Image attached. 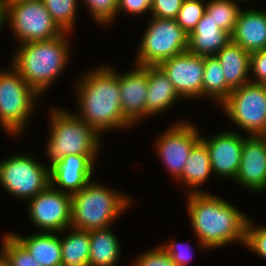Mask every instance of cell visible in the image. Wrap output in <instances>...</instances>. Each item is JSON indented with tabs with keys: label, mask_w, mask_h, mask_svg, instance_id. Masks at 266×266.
<instances>
[{
	"label": "cell",
	"mask_w": 266,
	"mask_h": 266,
	"mask_svg": "<svg viewBox=\"0 0 266 266\" xmlns=\"http://www.w3.org/2000/svg\"><path fill=\"white\" fill-rule=\"evenodd\" d=\"M186 196L188 217L201 248L213 250L236 241L245 245L248 220L245 213L209 192Z\"/></svg>",
	"instance_id": "cell-1"
},
{
	"label": "cell",
	"mask_w": 266,
	"mask_h": 266,
	"mask_svg": "<svg viewBox=\"0 0 266 266\" xmlns=\"http://www.w3.org/2000/svg\"><path fill=\"white\" fill-rule=\"evenodd\" d=\"M80 112L77 115L98 135L105 131L126 129L132 125L124 118L116 69L97 67L76 82Z\"/></svg>",
	"instance_id": "cell-2"
},
{
	"label": "cell",
	"mask_w": 266,
	"mask_h": 266,
	"mask_svg": "<svg viewBox=\"0 0 266 266\" xmlns=\"http://www.w3.org/2000/svg\"><path fill=\"white\" fill-rule=\"evenodd\" d=\"M68 35L69 32H64L51 40L19 44L10 61L40 96L66 70L71 56Z\"/></svg>",
	"instance_id": "cell-3"
},
{
	"label": "cell",
	"mask_w": 266,
	"mask_h": 266,
	"mask_svg": "<svg viewBox=\"0 0 266 266\" xmlns=\"http://www.w3.org/2000/svg\"><path fill=\"white\" fill-rule=\"evenodd\" d=\"M72 196L71 227L82 231L111 227L129 209L132 198L92 180ZM130 205V206H129Z\"/></svg>",
	"instance_id": "cell-4"
},
{
	"label": "cell",
	"mask_w": 266,
	"mask_h": 266,
	"mask_svg": "<svg viewBox=\"0 0 266 266\" xmlns=\"http://www.w3.org/2000/svg\"><path fill=\"white\" fill-rule=\"evenodd\" d=\"M49 116L51 132L46 154L50 159V168L66 155H98L102 144L101 135L78 115L54 107Z\"/></svg>",
	"instance_id": "cell-5"
},
{
	"label": "cell",
	"mask_w": 266,
	"mask_h": 266,
	"mask_svg": "<svg viewBox=\"0 0 266 266\" xmlns=\"http://www.w3.org/2000/svg\"><path fill=\"white\" fill-rule=\"evenodd\" d=\"M39 96L11 65L0 68V126L8 135L24 132Z\"/></svg>",
	"instance_id": "cell-6"
},
{
	"label": "cell",
	"mask_w": 266,
	"mask_h": 266,
	"mask_svg": "<svg viewBox=\"0 0 266 266\" xmlns=\"http://www.w3.org/2000/svg\"><path fill=\"white\" fill-rule=\"evenodd\" d=\"M141 38L135 65L158 66L188 50V36L175 21L151 17Z\"/></svg>",
	"instance_id": "cell-7"
},
{
	"label": "cell",
	"mask_w": 266,
	"mask_h": 266,
	"mask_svg": "<svg viewBox=\"0 0 266 266\" xmlns=\"http://www.w3.org/2000/svg\"><path fill=\"white\" fill-rule=\"evenodd\" d=\"M0 184L12 197L28 201L50 185V167L30 154H15L0 161Z\"/></svg>",
	"instance_id": "cell-8"
},
{
	"label": "cell",
	"mask_w": 266,
	"mask_h": 266,
	"mask_svg": "<svg viewBox=\"0 0 266 266\" xmlns=\"http://www.w3.org/2000/svg\"><path fill=\"white\" fill-rule=\"evenodd\" d=\"M5 6V22L19 44L51 40L64 33L41 0Z\"/></svg>",
	"instance_id": "cell-9"
},
{
	"label": "cell",
	"mask_w": 266,
	"mask_h": 266,
	"mask_svg": "<svg viewBox=\"0 0 266 266\" xmlns=\"http://www.w3.org/2000/svg\"><path fill=\"white\" fill-rule=\"evenodd\" d=\"M220 107L248 136L259 135L266 124V84L248 82L232 90Z\"/></svg>",
	"instance_id": "cell-10"
},
{
	"label": "cell",
	"mask_w": 266,
	"mask_h": 266,
	"mask_svg": "<svg viewBox=\"0 0 266 266\" xmlns=\"http://www.w3.org/2000/svg\"><path fill=\"white\" fill-rule=\"evenodd\" d=\"M30 222L41 232L64 233L71 227V194L49 185L43 192L28 200Z\"/></svg>",
	"instance_id": "cell-11"
},
{
	"label": "cell",
	"mask_w": 266,
	"mask_h": 266,
	"mask_svg": "<svg viewBox=\"0 0 266 266\" xmlns=\"http://www.w3.org/2000/svg\"><path fill=\"white\" fill-rule=\"evenodd\" d=\"M193 123L179 121L158 136L156 152L171 176L177 181L193 147L201 140V135Z\"/></svg>",
	"instance_id": "cell-12"
},
{
	"label": "cell",
	"mask_w": 266,
	"mask_h": 266,
	"mask_svg": "<svg viewBox=\"0 0 266 266\" xmlns=\"http://www.w3.org/2000/svg\"><path fill=\"white\" fill-rule=\"evenodd\" d=\"M173 83L181 98H202L204 56L194 55L188 50L175 55L158 65Z\"/></svg>",
	"instance_id": "cell-13"
},
{
	"label": "cell",
	"mask_w": 266,
	"mask_h": 266,
	"mask_svg": "<svg viewBox=\"0 0 266 266\" xmlns=\"http://www.w3.org/2000/svg\"><path fill=\"white\" fill-rule=\"evenodd\" d=\"M244 137L232 130L218 132L209 138L201 136V141L208 148L214 175L235 180L240 166Z\"/></svg>",
	"instance_id": "cell-14"
},
{
	"label": "cell",
	"mask_w": 266,
	"mask_h": 266,
	"mask_svg": "<svg viewBox=\"0 0 266 266\" xmlns=\"http://www.w3.org/2000/svg\"><path fill=\"white\" fill-rule=\"evenodd\" d=\"M98 155H66L50 168V185L68 194L79 192L93 177Z\"/></svg>",
	"instance_id": "cell-15"
},
{
	"label": "cell",
	"mask_w": 266,
	"mask_h": 266,
	"mask_svg": "<svg viewBox=\"0 0 266 266\" xmlns=\"http://www.w3.org/2000/svg\"><path fill=\"white\" fill-rule=\"evenodd\" d=\"M135 66L128 72H118L122 112L132 126L147 117L148 66Z\"/></svg>",
	"instance_id": "cell-16"
},
{
	"label": "cell",
	"mask_w": 266,
	"mask_h": 266,
	"mask_svg": "<svg viewBox=\"0 0 266 266\" xmlns=\"http://www.w3.org/2000/svg\"><path fill=\"white\" fill-rule=\"evenodd\" d=\"M235 180L249 191L266 189V144L258 135L244 137L240 166Z\"/></svg>",
	"instance_id": "cell-17"
},
{
	"label": "cell",
	"mask_w": 266,
	"mask_h": 266,
	"mask_svg": "<svg viewBox=\"0 0 266 266\" xmlns=\"http://www.w3.org/2000/svg\"><path fill=\"white\" fill-rule=\"evenodd\" d=\"M231 40L250 54L266 49V11L241 9Z\"/></svg>",
	"instance_id": "cell-18"
},
{
	"label": "cell",
	"mask_w": 266,
	"mask_h": 266,
	"mask_svg": "<svg viewBox=\"0 0 266 266\" xmlns=\"http://www.w3.org/2000/svg\"><path fill=\"white\" fill-rule=\"evenodd\" d=\"M231 34L221 29L206 12L188 36V51L199 56H215L229 41Z\"/></svg>",
	"instance_id": "cell-19"
},
{
	"label": "cell",
	"mask_w": 266,
	"mask_h": 266,
	"mask_svg": "<svg viewBox=\"0 0 266 266\" xmlns=\"http://www.w3.org/2000/svg\"><path fill=\"white\" fill-rule=\"evenodd\" d=\"M250 55L232 40L215 55L223 68L227 86L231 90L250 82Z\"/></svg>",
	"instance_id": "cell-20"
},
{
	"label": "cell",
	"mask_w": 266,
	"mask_h": 266,
	"mask_svg": "<svg viewBox=\"0 0 266 266\" xmlns=\"http://www.w3.org/2000/svg\"><path fill=\"white\" fill-rule=\"evenodd\" d=\"M178 99L182 98L165 72L159 66H148L147 117L167 111Z\"/></svg>",
	"instance_id": "cell-21"
},
{
	"label": "cell",
	"mask_w": 266,
	"mask_h": 266,
	"mask_svg": "<svg viewBox=\"0 0 266 266\" xmlns=\"http://www.w3.org/2000/svg\"><path fill=\"white\" fill-rule=\"evenodd\" d=\"M20 236L11 234L29 251L41 266H62L60 233L41 232Z\"/></svg>",
	"instance_id": "cell-22"
},
{
	"label": "cell",
	"mask_w": 266,
	"mask_h": 266,
	"mask_svg": "<svg viewBox=\"0 0 266 266\" xmlns=\"http://www.w3.org/2000/svg\"><path fill=\"white\" fill-rule=\"evenodd\" d=\"M211 174L210 154L207 146L200 140L191 150L177 182H183L189 188L187 193L203 192L204 190L198 187L203 185Z\"/></svg>",
	"instance_id": "cell-23"
},
{
	"label": "cell",
	"mask_w": 266,
	"mask_h": 266,
	"mask_svg": "<svg viewBox=\"0 0 266 266\" xmlns=\"http://www.w3.org/2000/svg\"><path fill=\"white\" fill-rule=\"evenodd\" d=\"M112 227L90 231L88 266H116L121 257V246Z\"/></svg>",
	"instance_id": "cell-24"
},
{
	"label": "cell",
	"mask_w": 266,
	"mask_h": 266,
	"mask_svg": "<svg viewBox=\"0 0 266 266\" xmlns=\"http://www.w3.org/2000/svg\"><path fill=\"white\" fill-rule=\"evenodd\" d=\"M232 90L227 86L223 68L216 56L204 57L202 98L215 100L222 104Z\"/></svg>",
	"instance_id": "cell-25"
},
{
	"label": "cell",
	"mask_w": 266,
	"mask_h": 266,
	"mask_svg": "<svg viewBox=\"0 0 266 266\" xmlns=\"http://www.w3.org/2000/svg\"><path fill=\"white\" fill-rule=\"evenodd\" d=\"M72 231L60 237L62 266H88L90 253V231L70 228Z\"/></svg>",
	"instance_id": "cell-26"
},
{
	"label": "cell",
	"mask_w": 266,
	"mask_h": 266,
	"mask_svg": "<svg viewBox=\"0 0 266 266\" xmlns=\"http://www.w3.org/2000/svg\"><path fill=\"white\" fill-rule=\"evenodd\" d=\"M206 13L218 26L232 34L242 7L236 0H207Z\"/></svg>",
	"instance_id": "cell-27"
},
{
	"label": "cell",
	"mask_w": 266,
	"mask_h": 266,
	"mask_svg": "<svg viewBox=\"0 0 266 266\" xmlns=\"http://www.w3.org/2000/svg\"><path fill=\"white\" fill-rule=\"evenodd\" d=\"M53 20L64 32H72L77 18L78 0H41Z\"/></svg>",
	"instance_id": "cell-28"
},
{
	"label": "cell",
	"mask_w": 266,
	"mask_h": 266,
	"mask_svg": "<svg viewBox=\"0 0 266 266\" xmlns=\"http://www.w3.org/2000/svg\"><path fill=\"white\" fill-rule=\"evenodd\" d=\"M1 252L11 266H41L29 251L10 233L2 237Z\"/></svg>",
	"instance_id": "cell-29"
},
{
	"label": "cell",
	"mask_w": 266,
	"mask_h": 266,
	"mask_svg": "<svg viewBox=\"0 0 266 266\" xmlns=\"http://www.w3.org/2000/svg\"><path fill=\"white\" fill-rule=\"evenodd\" d=\"M206 2V0H204ZM203 0H184L175 18L176 23L188 34L196 27L206 12Z\"/></svg>",
	"instance_id": "cell-30"
},
{
	"label": "cell",
	"mask_w": 266,
	"mask_h": 266,
	"mask_svg": "<svg viewBox=\"0 0 266 266\" xmlns=\"http://www.w3.org/2000/svg\"><path fill=\"white\" fill-rule=\"evenodd\" d=\"M95 22L108 26L116 20L118 0H82Z\"/></svg>",
	"instance_id": "cell-31"
},
{
	"label": "cell",
	"mask_w": 266,
	"mask_h": 266,
	"mask_svg": "<svg viewBox=\"0 0 266 266\" xmlns=\"http://www.w3.org/2000/svg\"><path fill=\"white\" fill-rule=\"evenodd\" d=\"M248 218L246 224L245 245L258 256L266 259V226H256Z\"/></svg>",
	"instance_id": "cell-32"
},
{
	"label": "cell",
	"mask_w": 266,
	"mask_h": 266,
	"mask_svg": "<svg viewBox=\"0 0 266 266\" xmlns=\"http://www.w3.org/2000/svg\"><path fill=\"white\" fill-rule=\"evenodd\" d=\"M135 259L133 266H177L160 245L142 252Z\"/></svg>",
	"instance_id": "cell-33"
},
{
	"label": "cell",
	"mask_w": 266,
	"mask_h": 266,
	"mask_svg": "<svg viewBox=\"0 0 266 266\" xmlns=\"http://www.w3.org/2000/svg\"><path fill=\"white\" fill-rule=\"evenodd\" d=\"M184 0H153L150 13L153 17L175 19Z\"/></svg>",
	"instance_id": "cell-34"
},
{
	"label": "cell",
	"mask_w": 266,
	"mask_h": 266,
	"mask_svg": "<svg viewBox=\"0 0 266 266\" xmlns=\"http://www.w3.org/2000/svg\"><path fill=\"white\" fill-rule=\"evenodd\" d=\"M175 241L172 240V243H165L160 245L166 252L167 254L172 258V260L175 262L177 266H187L188 263L191 261L193 258L191 255V245L185 247L184 244L180 241V243H174Z\"/></svg>",
	"instance_id": "cell-35"
},
{
	"label": "cell",
	"mask_w": 266,
	"mask_h": 266,
	"mask_svg": "<svg viewBox=\"0 0 266 266\" xmlns=\"http://www.w3.org/2000/svg\"><path fill=\"white\" fill-rule=\"evenodd\" d=\"M250 82L266 84V49L251 53L250 55Z\"/></svg>",
	"instance_id": "cell-36"
},
{
	"label": "cell",
	"mask_w": 266,
	"mask_h": 266,
	"mask_svg": "<svg viewBox=\"0 0 266 266\" xmlns=\"http://www.w3.org/2000/svg\"><path fill=\"white\" fill-rule=\"evenodd\" d=\"M153 0H118L117 15L120 12H126L131 15H143L150 13Z\"/></svg>",
	"instance_id": "cell-37"
},
{
	"label": "cell",
	"mask_w": 266,
	"mask_h": 266,
	"mask_svg": "<svg viewBox=\"0 0 266 266\" xmlns=\"http://www.w3.org/2000/svg\"><path fill=\"white\" fill-rule=\"evenodd\" d=\"M6 17V6L4 0H0V30L3 28Z\"/></svg>",
	"instance_id": "cell-38"
},
{
	"label": "cell",
	"mask_w": 266,
	"mask_h": 266,
	"mask_svg": "<svg viewBox=\"0 0 266 266\" xmlns=\"http://www.w3.org/2000/svg\"><path fill=\"white\" fill-rule=\"evenodd\" d=\"M33 1H40V0H4L5 5H12V4H19L24 2H33Z\"/></svg>",
	"instance_id": "cell-39"
},
{
	"label": "cell",
	"mask_w": 266,
	"mask_h": 266,
	"mask_svg": "<svg viewBox=\"0 0 266 266\" xmlns=\"http://www.w3.org/2000/svg\"><path fill=\"white\" fill-rule=\"evenodd\" d=\"M0 266H11L9 260L0 252Z\"/></svg>",
	"instance_id": "cell-40"
},
{
	"label": "cell",
	"mask_w": 266,
	"mask_h": 266,
	"mask_svg": "<svg viewBox=\"0 0 266 266\" xmlns=\"http://www.w3.org/2000/svg\"><path fill=\"white\" fill-rule=\"evenodd\" d=\"M262 141L266 144V124H265V127L264 129L262 130V132L258 135Z\"/></svg>",
	"instance_id": "cell-41"
}]
</instances>
